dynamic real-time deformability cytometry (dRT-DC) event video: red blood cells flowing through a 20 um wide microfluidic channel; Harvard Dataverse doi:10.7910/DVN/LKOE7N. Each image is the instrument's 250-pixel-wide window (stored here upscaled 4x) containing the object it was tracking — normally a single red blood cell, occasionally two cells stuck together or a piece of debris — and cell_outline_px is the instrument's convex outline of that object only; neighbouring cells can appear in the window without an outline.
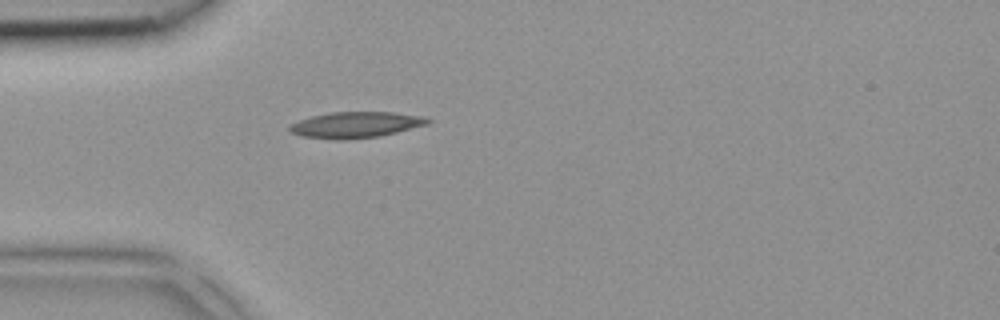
{"species": "common noctule bat (a hibernating species)", "species_latin": "Nyctalus noctula", "temperature_condition": "room temperature", "stored_images_in_passage": 1, "camera_frame_rate_fps": 3000, "um_per_image_px": 0.085, "animal": {"sex": "female", "body_mass_g": 18.4}, "frame": {"image": 1, "passage_image": 1, "time_ms": 0.0, "image_size_px": [1000, 320], "cell_outline_px": [[432, 120], [428, 124], [380, 136], [348, 140], [336, 140], [300, 136], [292, 132], [288, 128], [288, 124], [312, 116], [332, 112], [392, 112], [424, 116]], "centroid_in_image_um": [30.22, 10.61], "position_along_channel_um": 54.8, "area_um2": 21.04}}